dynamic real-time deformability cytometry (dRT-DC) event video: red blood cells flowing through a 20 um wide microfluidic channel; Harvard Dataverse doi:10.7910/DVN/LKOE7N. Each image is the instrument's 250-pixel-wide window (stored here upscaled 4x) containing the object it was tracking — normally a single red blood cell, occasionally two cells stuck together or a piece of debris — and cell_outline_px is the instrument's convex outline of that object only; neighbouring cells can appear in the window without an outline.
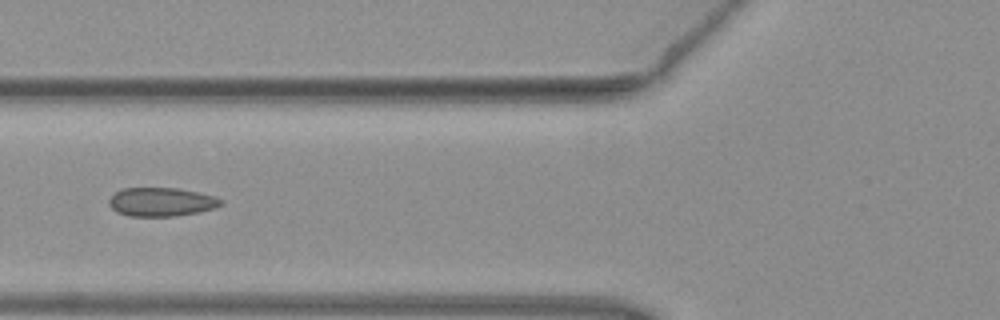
{"species": "common noctule bat (a hibernating species)", "species_latin": "Nyctalus noctula", "temperature_condition": "warm", "stored_images_in_passage": 6, "camera_frame_rate_fps": 3000, "um_per_image_px": 0.085, "animal": {"sex": "female", "body_mass_g": 19.3, "forearm_length_mm": 54.1}, "frame": {"image": 1, "passage_image": 6, "time_ms": 1.667, "image_size_px": [1000, 320], "cell_outline_px": [[224, 204], [216, 208], [200, 212], [176, 216], [128, 216], [116, 212], [108, 204], [108, 200], [120, 188], [176, 188], [216, 196], [224, 200]], "centroid_in_image_um": [13.74, 17.17], "position_along_channel_um": 112.1, "area_um2": 18.96}}